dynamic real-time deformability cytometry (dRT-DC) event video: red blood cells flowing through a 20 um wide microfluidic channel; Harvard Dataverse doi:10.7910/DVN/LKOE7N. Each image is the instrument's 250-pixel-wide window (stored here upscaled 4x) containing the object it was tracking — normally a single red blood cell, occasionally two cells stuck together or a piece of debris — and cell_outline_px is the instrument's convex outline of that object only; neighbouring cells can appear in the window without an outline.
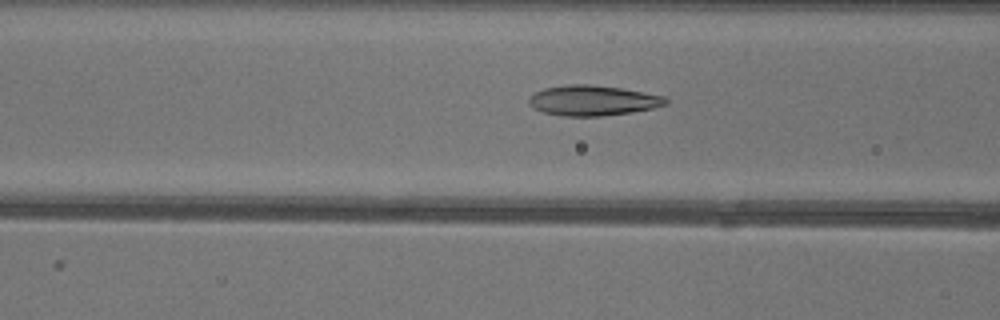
{"species": "common noctule bat (a hibernating species)", "species_latin": "Nyctalus noctula", "temperature_condition": "warm", "stored_images_in_passage": 28, "camera_frame_rate_fps": 3000, "um_per_image_px": 0.085, "animal": {"sex": "female"}, "frame": {"image": 1, "passage_image": 19, "time_ms": 6.0, "image_size_px": [1000, 320], "cell_outline_px": [[668, 104], [652, 108], [632, 112], [600, 116], [560, 116], [544, 112], [536, 108], [528, 100], [528, 96], [544, 88], [568, 84], [588, 84], [620, 88], [664, 96], [668, 100]], "centroid_in_image_um": [50.39, 8.54], "position_along_channel_um": 116.2, "area_um2": 23.93}}
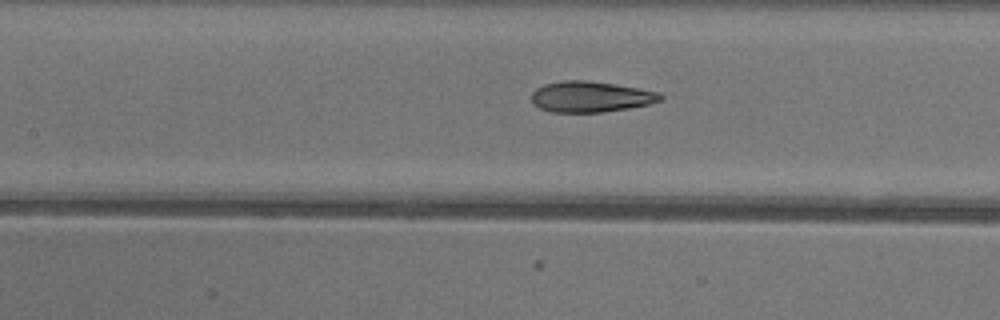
{"frame": {"image": 2, "passage_image": 22, "time_ms": 7.0, "image_size_px": [1000, 320], "cell_outline_px": [[664, 100], [648, 104], [628, 108], [600, 112], [552, 112], [540, 108], [532, 100], [532, 92], [536, 88], [544, 84], [564, 80], [584, 80], [616, 84], [660, 92], [664, 96]], "centroid_in_image_um": [50.24, 8.21], "position_along_channel_um": 157.2, "area_um2": 23.12}}
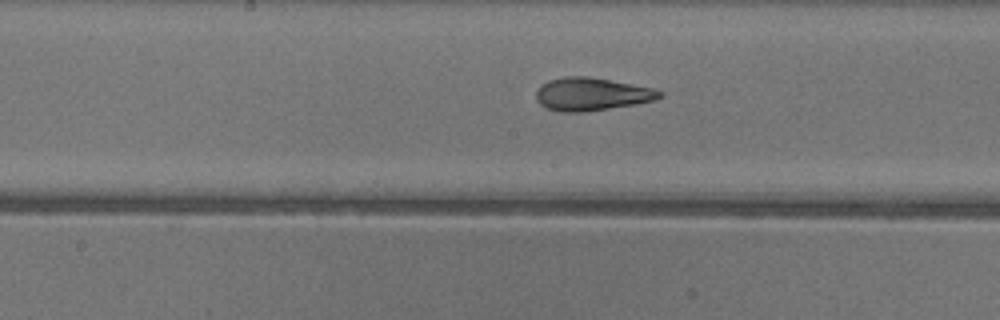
{"frame": {"image": 3, "passage_image": 25, "time_ms": 8.0, "image_size_px": [1000, 320], "cell_outline_px": [[664, 96], [652, 100], [636, 104], [584, 112], [560, 112], [548, 108], [540, 104], [536, 100], [536, 92], [540, 84], [548, 80], [564, 76], [588, 76], [632, 84], [652, 88], [664, 92]], "centroid_in_image_um": [50.26, 8.0], "position_along_channel_um": 197.9, "area_um2": 23.76}}